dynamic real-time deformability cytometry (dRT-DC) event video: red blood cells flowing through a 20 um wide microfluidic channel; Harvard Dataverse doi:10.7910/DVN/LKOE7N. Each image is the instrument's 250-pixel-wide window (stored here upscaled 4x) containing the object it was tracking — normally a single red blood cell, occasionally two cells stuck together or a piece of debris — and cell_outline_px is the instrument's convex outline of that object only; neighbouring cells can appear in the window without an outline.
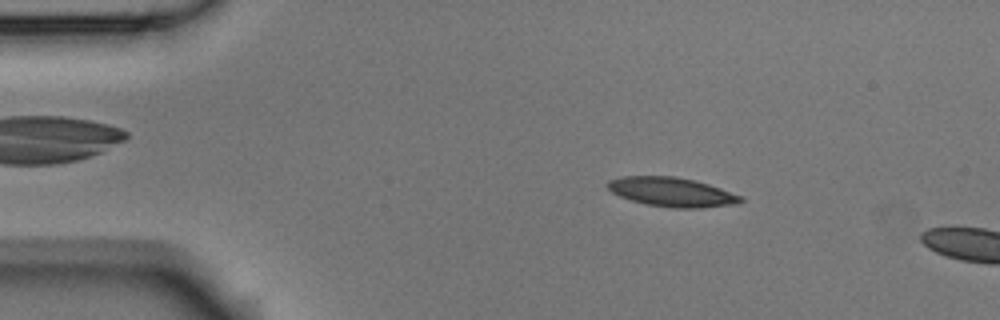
{"species": "Egyptian fruit bat (a non-hibernating species)", "species_latin": "Rousettus aegyptiacus", "temperature_condition": "room temperature", "stored_images_in_passage": 5, "camera_frame_rate_fps": 3000, "um_per_image_px": 0.085, "animal": {"sex": "male"}, "frame": {"image": 1, "passage_image": 3, "time_ms": 0.667, "image_size_px": [1000, 320], "cell_outline_px": [[744, 200], [736, 204], [700, 208], [672, 208], [648, 204], [632, 200], [620, 196], [612, 192], [608, 188], [608, 180], [620, 176], [676, 176], [696, 180], [744, 196]], "centroid_in_image_um": [57.14, 16.31], "position_along_channel_um": 27.9, "area_um2": 22.72}}